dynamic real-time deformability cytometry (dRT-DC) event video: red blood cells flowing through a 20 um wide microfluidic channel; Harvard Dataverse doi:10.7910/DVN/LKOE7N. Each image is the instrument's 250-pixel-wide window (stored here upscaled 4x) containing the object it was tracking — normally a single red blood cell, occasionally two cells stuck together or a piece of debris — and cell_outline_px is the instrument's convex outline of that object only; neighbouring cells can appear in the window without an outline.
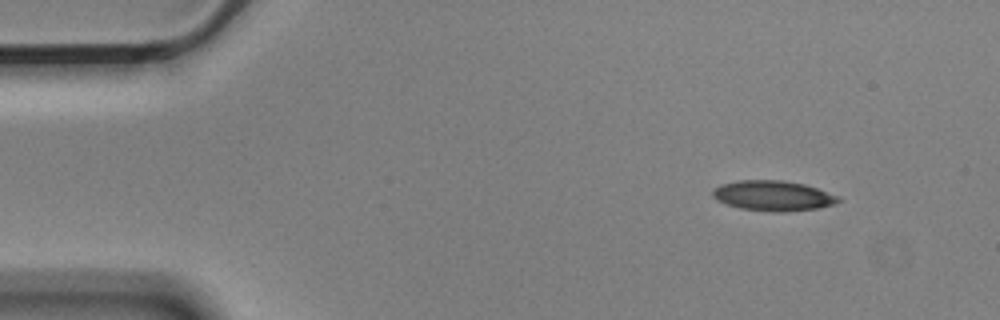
{"species": "Egyptian fruit bat (a non-hibernating species)", "species_latin": "Rousettus aegyptiacus", "temperature_condition": "cold", "stored_images_in_passage": 52, "camera_frame_rate_fps": 3000, "um_per_image_px": 0.085, "animal": {"sex": "male"}, "frame": {"image": 1, "passage_image": 1, "time_ms": 0.0, "image_size_px": [1000, 320], "cell_outline_px": [[840, 200], [832, 204], [816, 208], [784, 212], [776, 212], [740, 208], [716, 200], [712, 196], [712, 192], [720, 184], [740, 180], [784, 180], [804, 184], [840, 196]], "centroid_in_image_um": [65.7, 16.63], "position_along_channel_um": 19.3, "area_um2": 21.91}}
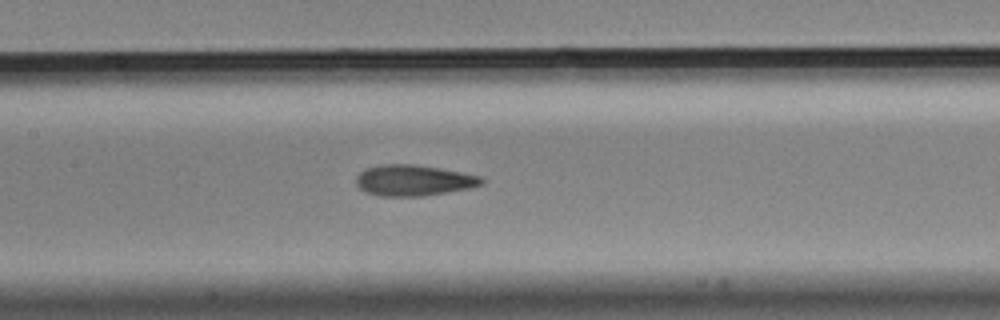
{"frame": {"image": 2, "passage_image": 21, "time_ms": 6.667, "image_size_px": [1000, 320], "cell_outline_px": [[484, 184], [468, 188], [424, 196], [380, 196], [368, 192], [360, 188], [356, 184], [356, 176], [364, 168], [380, 164], [416, 164], [440, 168], [480, 176], [484, 180]], "centroid_in_image_um": [35.13, 15.32], "position_along_channel_um": 172.3, "area_um2": 22.6}}
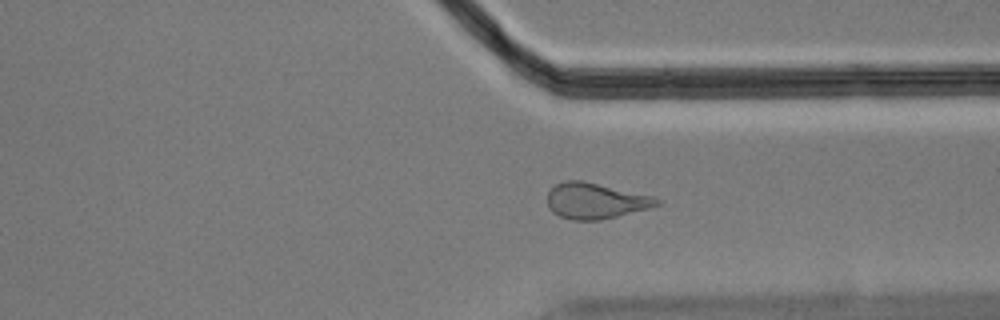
{"frame": {"image": 3, "passage_image": 37, "time_ms": 12.0, "image_size_px": [1000, 320], "cell_outline_px": [[660, 204], [648, 208], [600, 220], [572, 220], [560, 216], [552, 212], [548, 208], [548, 192], [556, 184], [564, 180], [580, 180], [652, 196], [660, 200]], "centroid_in_image_um": [50.57, 17.07], "position_along_channel_um": 360.8, "area_um2": 22.48}, "authors_computed_cell_mechanics": {"area_um2": 22.3397, "velocity_mm_per_s": 3.5401, "shape_relaxation_time_tau1_ms": 10.4134, "shape_relaxation_time_tau2_ms": 2.9111, "deformation_change_tau1": 0.2284, "deformation_change_tau2": 0.1022}}